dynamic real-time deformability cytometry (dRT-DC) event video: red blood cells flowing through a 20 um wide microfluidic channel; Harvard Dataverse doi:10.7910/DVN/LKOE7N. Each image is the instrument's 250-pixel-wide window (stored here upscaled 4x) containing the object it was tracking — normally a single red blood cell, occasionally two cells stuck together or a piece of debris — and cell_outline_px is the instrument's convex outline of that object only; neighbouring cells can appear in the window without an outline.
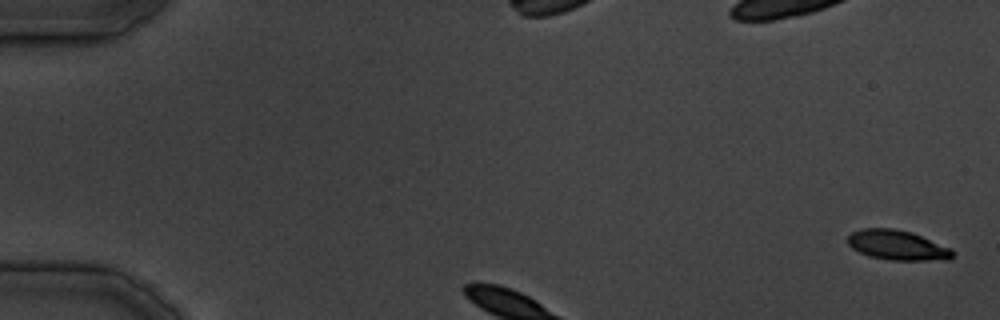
{"species": "common noctule bat (a hibernating species)", "species_latin": "Nyctalus noctula", "temperature_condition": "cold", "stored_images_in_passage": 5, "camera_frame_rate_fps": 3000, "um_per_image_px": 0.085, "animal": {"sex": "male", "body_mass_g": 19.5, "forearm_length_mm": 54.6}, "frame": {"image": 1, "passage_image": 1, "time_ms": 0.0, "image_size_px": [1000, 320], "cell_outline_px": [[956, 252], [948, 260], [892, 260], [868, 256], [852, 248], [848, 244], [848, 236], [852, 232], [860, 228], [892, 228], [912, 232], [952, 248]], "centroid_in_image_um": [76.3, 20.83], "position_along_channel_um": 8.7, "area_um2": 18.38}}